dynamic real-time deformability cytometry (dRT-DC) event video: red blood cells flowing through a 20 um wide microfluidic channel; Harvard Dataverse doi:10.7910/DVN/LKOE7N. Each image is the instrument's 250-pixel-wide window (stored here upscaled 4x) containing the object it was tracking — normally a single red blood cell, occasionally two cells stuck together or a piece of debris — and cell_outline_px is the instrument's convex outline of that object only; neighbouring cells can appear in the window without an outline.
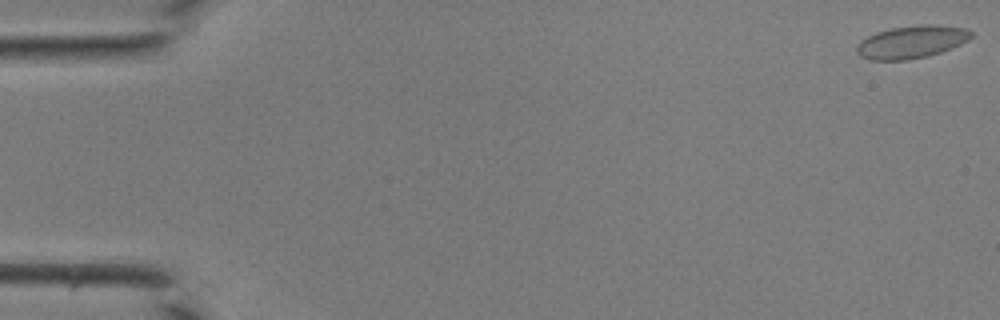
{"species": "common noctule bat (a hibernating species)", "species_latin": "Nyctalus noctula", "temperature_condition": "room temperature", "stored_images_in_passage": 44, "camera_frame_rate_fps": 3000, "um_per_image_px": 0.085, "animal": {"sex": "male", "body_mass_g": 19.0, "forearm_length_mm": 50.8}, "frame": {"image": 1, "passage_image": 1, "time_ms": 0.0, "image_size_px": [1000, 320], "cell_outline_px": [[972, 36], [968, 40], [952, 48], [928, 56], [908, 60], [872, 60], [860, 56], [856, 52], [856, 48], [860, 40], [876, 32], [892, 28], [920, 24], [936, 24], [968, 28], [972, 32]], "centroid_in_image_um": [77.5, 3.56], "position_along_channel_um": 7.5, "area_um2": 21.96}}
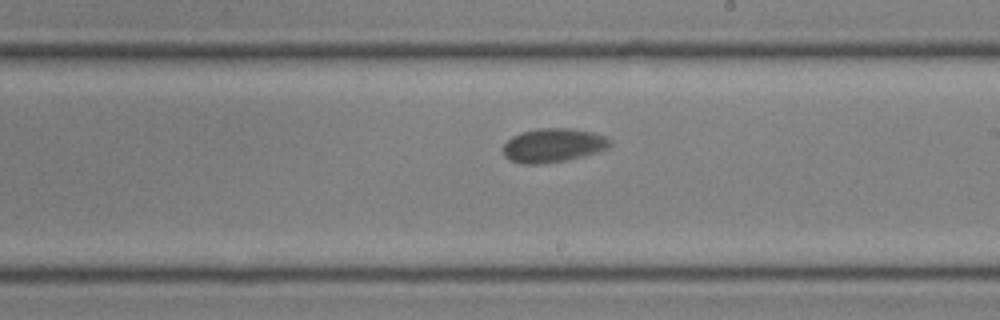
{"frame": {"image": 2, "passage_image": 26, "time_ms": 8.333, "image_size_px": [1000, 320], "cell_outline_px": [[612, 144], [608, 148], [600, 152], [568, 160], [540, 164], [520, 164], [504, 156], [504, 144], [512, 136], [520, 132], [540, 128], [568, 128], [592, 132], [604, 136], [612, 140]], "centroid_in_image_um": [47.05, 12.36], "position_along_channel_um": 242.0, "area_um2": 21.27}}
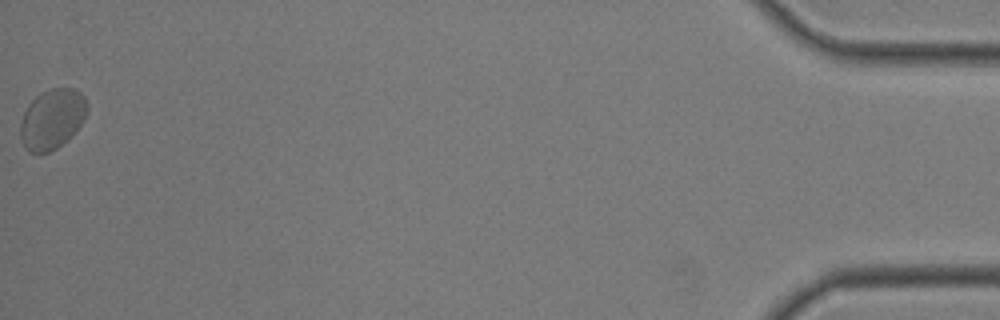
{"frame": {"image": 3, "passage_image": 44, "time_ms": 14.333, "image_size_px": [1000, 320], "cell_outline_px": [[88, 108], [84, 120], [56, 148], [48, 152], [28, 152], [24, 148], [20, 140], [20, 124], [24, 112], [28, 104], [40, 92], [52, 88], [72, 88], [80, 92], [84, 96], [88, 104]], "centroid_in_image_um": [4.4, 10.09], "position_along_channel_um": 430.8, "area_um2": 23.18}}